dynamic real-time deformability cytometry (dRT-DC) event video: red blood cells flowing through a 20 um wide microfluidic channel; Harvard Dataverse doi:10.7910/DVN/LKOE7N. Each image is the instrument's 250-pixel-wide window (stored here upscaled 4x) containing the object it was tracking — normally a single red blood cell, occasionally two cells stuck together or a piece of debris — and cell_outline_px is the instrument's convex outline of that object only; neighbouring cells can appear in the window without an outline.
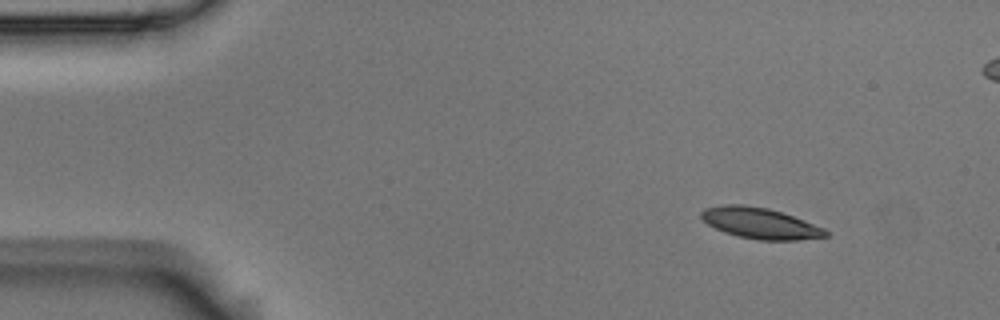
{"species": "Egyptian fruit bat (a non-hibernating species)", "species_latin": "Rousettus aegyptiacus", "temperature_condition": "room temperature", "stored_images_in_passage": 52, "camera_frame_rate_fps": 3000, "um_per_image_px": 0.085, "animal": {"sex": "male"}, "frame": {"image": 1, "passage_image": 1, "time_ms": 0.0, "image_size_px": [1000, 320], "cell_outline_px": [[828, 236], [796, 240], [760, 240], [736, 236], [724, 232], [708, 224], [700, 216], [700, 212], [704, 208], [724, 204], [744, 204], [768, 208], [804, 220], [824, 228], [828, 232]], "centroid_in_image_um": [64.58, 18.97], "position_along_channel_um": 20.4, "area_um2": 22.37}}
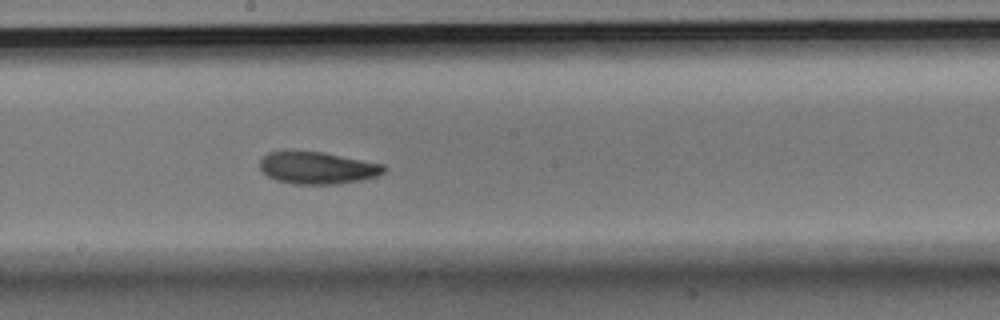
{"frame": {"image": 2, "passage_image": 25, "time_ms": 8.0, "image_size_px": [1000, 320], "cell_outline_px": [[388, 168], [384, 172], [376, 176], [360, 180], [336, 184], [292, 184], [276, 180], [268, 176], [260, 168], [260, 160], [268, 152], [324, 152], [384, 164]], "centroid_in_image_um": [27.01, 14.28], "position_along_channel_um": 221.2, "area_um2": 23.06}}
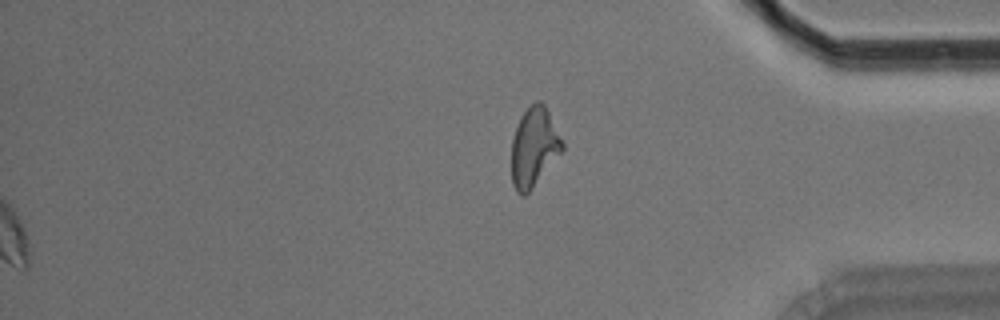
{"frame": {"image": 3, "passage_image": 52, "time_ms": 17.0, "image_size_px": [1000, 320], "cell_outline_px": [[564, 152], [532, 188], [524, 196], [520, 196], [516, 192], [512, 184], [512, 140], [520, 116], [536, 100], [540, 100], [544, 104], [564, 144]], "centroid_in_image_um": [45.4, 12.54], "position_along_channel_um": 389.8, "area_um2": 23.47}, "authors_computed_cell_mechanics": {"area_um2": 22.8599, "velocity_mm_per_s": 3.5667, "shape_relaxation_time_tau1_ms": 3.3598, "shape_relaxation_time_tau2_ms": 4.9038, "deformation_change_tau1": 0.121, "deformation_change_tau2": 0.1127}}